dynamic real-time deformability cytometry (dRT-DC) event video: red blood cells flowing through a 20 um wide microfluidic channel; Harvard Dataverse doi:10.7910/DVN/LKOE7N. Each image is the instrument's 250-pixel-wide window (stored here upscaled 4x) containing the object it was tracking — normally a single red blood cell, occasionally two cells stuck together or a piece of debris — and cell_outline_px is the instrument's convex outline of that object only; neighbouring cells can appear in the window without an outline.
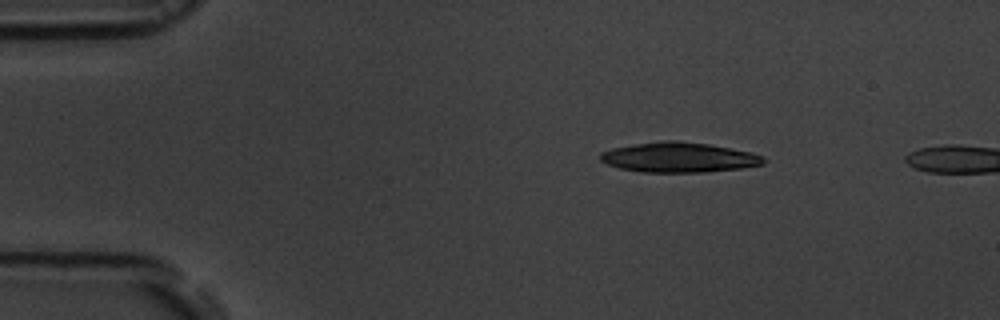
{"species": "common noctule bat (a hibernating species)", "species_latin": "Nyctalus noctula", "temperature_condition": "room temperature", "stored_images_in_passage": 2, "camera_frame_rate_fps": 3000, "um_per_image_px": 0.085, "animal": {"sex": "male", "body_mass_g": 19.5, "forearm_length_mm": 54.6}, "frame": {"image": 1, "passage_image": 1, "time_ms": 0.0, "image_size_px": [1000, 320], "cell_outline_px": [[768, 160], [764, 164], [740, 168], [704, 172], [644, 172], [620, 168], [608, 164], [600, 160], [600, 152], [612, 148], [636, 144], [664, 140], [676, 140], [708, 144], [752, 152], [764, 156]], "centroid_in_image_um": [57.74, 13.37], "position_along_channel_um": 27.3, "area_um2": 28.5}}